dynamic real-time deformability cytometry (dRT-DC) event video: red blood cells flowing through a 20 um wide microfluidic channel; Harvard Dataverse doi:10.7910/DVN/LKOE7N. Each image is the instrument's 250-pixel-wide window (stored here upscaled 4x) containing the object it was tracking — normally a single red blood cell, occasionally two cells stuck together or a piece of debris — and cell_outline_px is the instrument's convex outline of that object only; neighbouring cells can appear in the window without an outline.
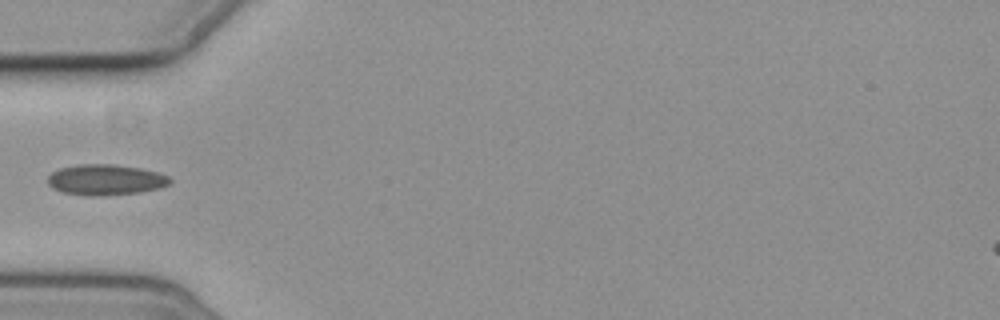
{"species": "common noctule bat (a hibernating species)", "species_latin": "Nyctalus noctula", "temperature_condition": "cold", "stored_images_in_passage": 5, "camera_frame_rate_fps": 3000, "um_per_image_px": 0.085, "animal": {"sex": "female", "body_mass_g": 19.3, "forearm_length_mm": 54.1}, "frame": {"image": 1, "passage_image": 1, "time_ms": 0.0, "image_size_px": [1000, 320], "cell_outline_px": [[172, 180], [168, 184], [160, 188], [140, 192], [100, 196], [88, 196], [60, 192], [52, 188], [48, 184], [48, 176], [52, 172], [60, 168], [80, 164], [112, 164], [140, 168], [156, 172], [168, 176]], "centroid_in_image_um": [8.94, 15.29], "position_along_channel_um": 76.1, "area_um2": 21.91}}
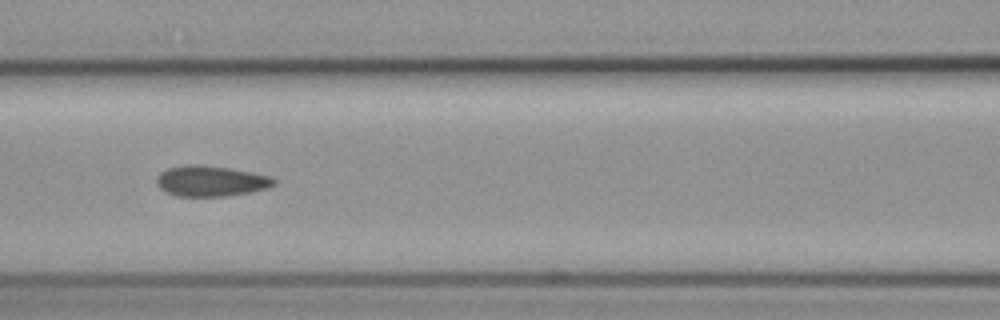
{"frame": {"image": 2, "passage_image": 3, "time_ms": 2.0, "image_size_px": [1000, 320], "cell_outline_px": [[276, 184], [264, 188], [248, 192], [224, 196], [176, 196], [160, 188], [156, 184], [156, 176], [160, 172], [168, 168], [188, 164], [196, 164], [228, 168], [252, 172], [272, 176], [276, 180]], "centroid_in_image_um": [17.89, 15.38], "position_along_channel_um": 148.7, "area_um2": 20.81}}
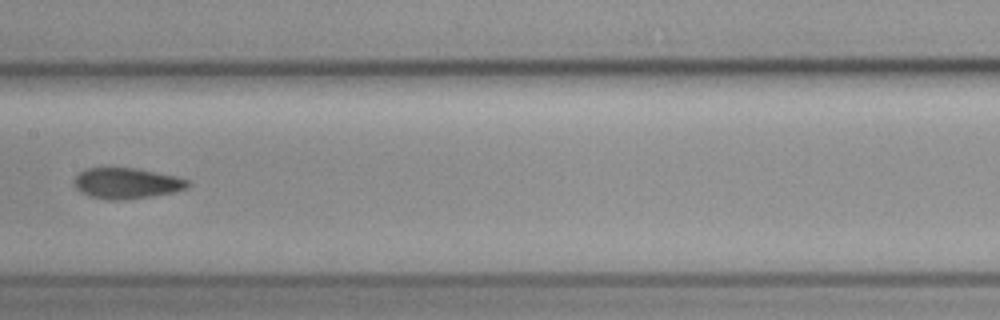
{"frame": {"image": 3, "passage_image": 4, "time_ms": 3.333, "image_size_px": [1000, 320], "cell_outline_px": [[192, 184], [188, 188], [176, 192], [152, 196], [124, 200], [108, 200], [92, 196], [80, 192], [76, 188], [76, 176], [84, 168], [136, 168], [176, 176], [188, 180]], "centroid_in_image_um": [10.82, 15.58], "position_along_channel_um": 196.6, "area_um2": 20.4}}